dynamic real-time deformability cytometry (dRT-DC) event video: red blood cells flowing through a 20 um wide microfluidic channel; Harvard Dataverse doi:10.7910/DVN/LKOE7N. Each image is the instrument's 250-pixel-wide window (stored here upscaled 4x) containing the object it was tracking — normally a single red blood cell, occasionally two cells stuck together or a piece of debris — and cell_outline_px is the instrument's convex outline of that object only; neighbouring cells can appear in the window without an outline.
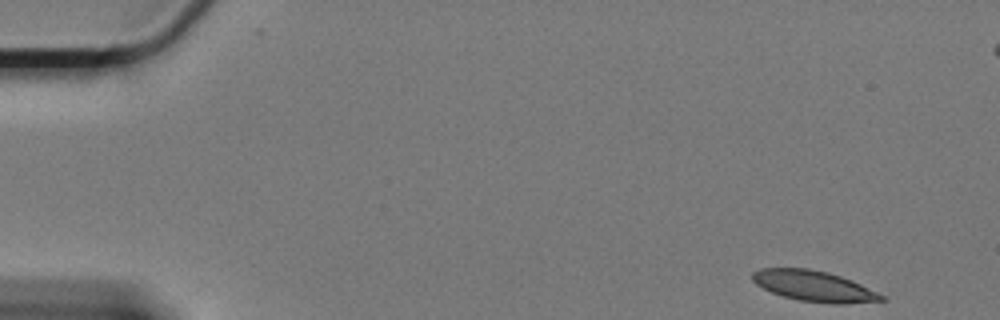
{"species": "Egyptian fruit bat (a non-hibernating species)", "species_latin": "Rousettus aegyptiacus", "temperature_condition": "cold", "stored_images_in_passage": 14, "camera_frame_rate_fps": 3000, "um_per_image_px": 0.085, "animal": {"sex": "female"}, "frame": {"image": 1, "passage_image": 1, "time_ms": 0.0, "image_size_px": [1000, 320], "cell_outline_px": [[888, 300], [844, 304], [832, 304], [800, 300], [784, 296], [772, 292], [756, 284], [752, 280], [752, 272], [760, 268], [808, 268], [828, 272], [852, 280], [888, 296]], "centroid_in_image_um": [69.25, 24.32], "position_along_channel_um": 15.7, "area_um2": 23.24}}
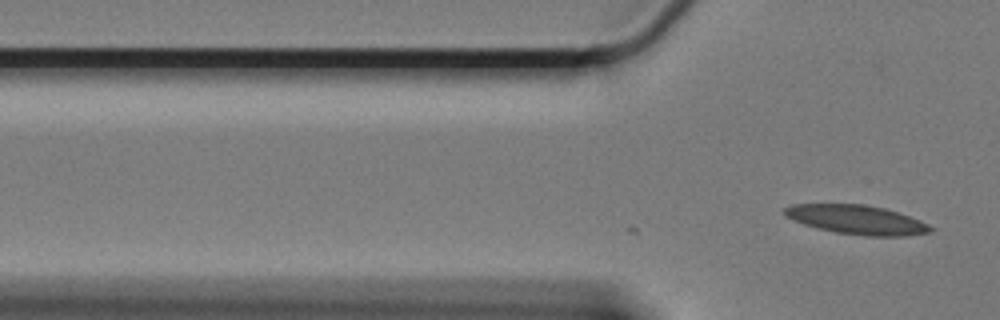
{"frame": {"image": 2, "passage_image": 14, "time_ms": 4.333, "image_size_px": [1000, 320], "cell_outline_px": [[936, 228], [932, 232], [904, 236], [864, 236], [836, 232], [816, 228], [792, 220], [784, 212], [784, 208], [792, 204], [864, 204], [884, 208], [920, 220]], "centroid_in_image_um": [72.85, 18.68], "position_along_channel_um": 52.9, "area_um2": 24.74}}